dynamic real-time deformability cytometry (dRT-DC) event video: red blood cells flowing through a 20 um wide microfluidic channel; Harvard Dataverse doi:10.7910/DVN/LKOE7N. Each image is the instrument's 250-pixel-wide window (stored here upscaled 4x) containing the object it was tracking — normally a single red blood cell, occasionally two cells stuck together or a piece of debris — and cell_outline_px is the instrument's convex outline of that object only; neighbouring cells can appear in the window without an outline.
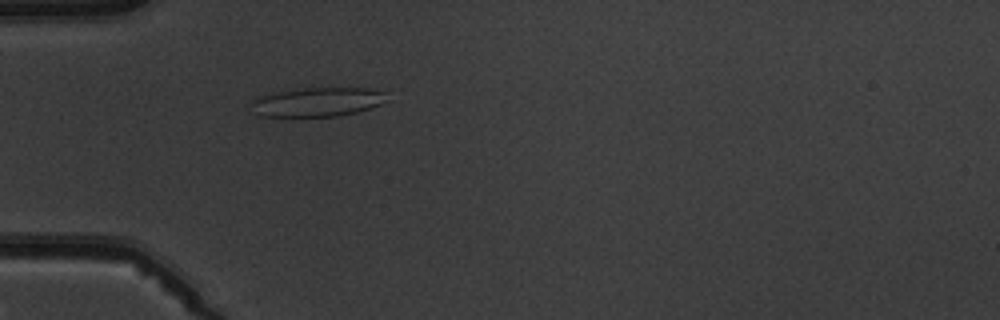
{"species": "common noctule bat (a hibernating species)", "species_latin": "Nyctalus noctula", "temperature_condition": "warm", "stored_images_in_passage": 4, "camera_frame_rate_fps": 3000, "um_per_image_px": 0.085, "animal": {"sex": "male", "body_mass_g": 19.5, "forearm_length_mm": 54.6}, "frame": {"image": 1, "passage_image": 4, "time_ms": 4.333, "image_size_px": [1000, 320], "cell_outline_px": [[388, 100], [380, 104], [356, 112], [336, 116], [260, 116], [256, 112], [252, 104], [252, 100], [256, 96], [272, 92], [308, 88], [368, 88], [384, 92]], "centroid_in_image_um": [26.97, 8.66], "position_along_channel_um": 58.0, "area_um2": 22.77}}